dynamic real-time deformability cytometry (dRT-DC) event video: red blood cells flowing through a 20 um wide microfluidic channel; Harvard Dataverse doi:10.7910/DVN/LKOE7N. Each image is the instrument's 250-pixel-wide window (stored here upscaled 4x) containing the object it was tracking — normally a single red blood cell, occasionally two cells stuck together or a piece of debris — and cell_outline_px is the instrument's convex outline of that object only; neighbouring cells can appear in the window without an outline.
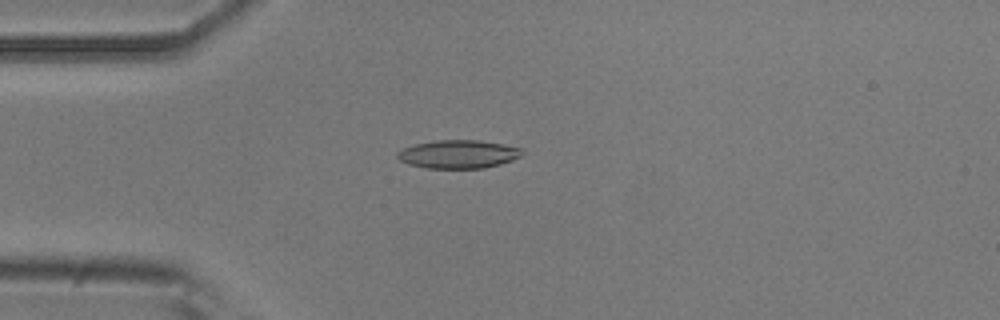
{"species": "common noctule bat (a hibernating species)", "species_latin": "Nyctalus noctula", "temperature_condition": "room temperature", "stored_images_in_passage": 32, "camera_frame_rate_fps": 3000, "um_per_image_px": 0.085, "animal": {"sex": "male", "body_mass_g": 20.5, "forearm_length_mm": 52.5}, "frame": {"image": 1, "passage_image": 13, "time_ms": 4.0, "image_size_px": [1000, 320], "cell_outline_px": [[524, 152], [520, 156], [512, 160], [500, 164], [484, 168], [428, 168], [408, 164], [400, 160], [396, 156], [396, 152], [404, 148], [416, 144], [432, 140], [476, 140], [504, 144], [520, 148]], "centroid_in_image_um": [38.94, 13.1], "position_along_channel_um": 46.1, "area_um2": 20.52}}
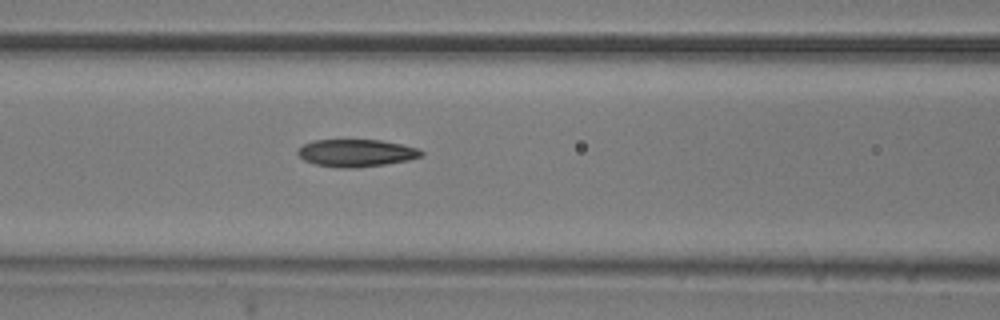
{"frame": {"image": 2, "passage_image": 21, "time_ms": 6.667, "image_size_px": [1000, 320], "cell_outline_px": [[424, 156], [408, 160], [384, 164], [356, 168], [336, 168], [316, 164], [304, 160], [296, 152], [304, 144], [312, 140], [380, 140], [420, 148], [424, 152]], "centroid_in_image_um": [30.3, 13.0], "position_along_channel_um": 136.3, "area_um2": 19.77}}
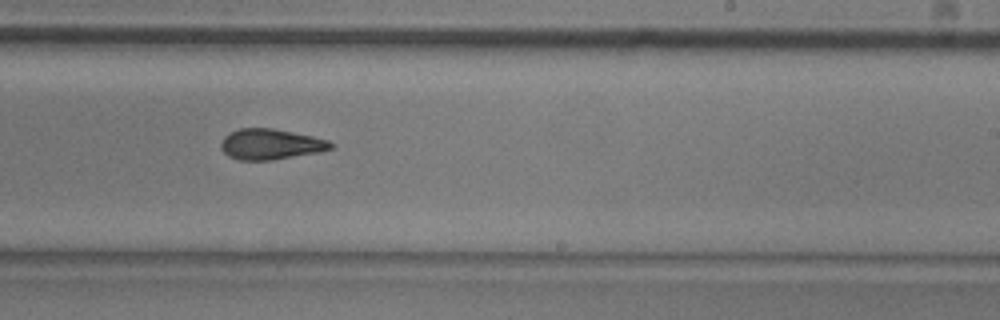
{"frame": {"image": 3, "passage_image": 31, "time_ms": 10.0, "image_size_px": [1000, 320], "cell_outline_px": [[336, 148], [316, 152], [272, 160], [240, 160], [228, 156], [220, 148], [220, 144], [224, 136], [240, 128], [272, 128], [312, 136], [328, 140], [336, 144]], "centroid_in_image_um": [23.01, 12.26], "position_along_channel_um": 266.0, "area_um2": 19.54}}